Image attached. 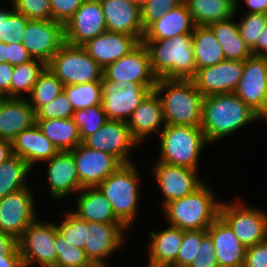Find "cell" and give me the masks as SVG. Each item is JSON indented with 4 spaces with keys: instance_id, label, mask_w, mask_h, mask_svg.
I'll return each instance as SVG.
<instances>
[{
    "instance_id": "obj_1",
    "label": "cell",
    "mask_w": 267,
    "mask_h": 267,
    "mask_svg": "<svg viewBox=\"0 0 267 267\" xmlns=\"http://www.w3.org/2000/svg\"><path fill=\"white\" fill-rule=\"evenodd\" d=\"M259 118L235 93L216 94L203 98L200 127L211 143Z\"/></svg>"
},
{
    "instance_id": "obj_2",
    "label": "cell",
    "mask_w": 267,
    "mask_h": 267,
    "mask_svg": "<svg viewBox=\"0 0 267 267\" xmlns=\"http://www.w3.org/2000/svg\"><path fill=\"white\" fill-rule=\"evenodd\" d=\"M141 42L148 48L151 69L157 79L192 80L195 77L192 34Z\"/></svg>"
},
{
    "instance_id": "obj_3",
    "label": "cell",
    "mask_w": 267,
    "mask_h": 267,
    "mask_svg": "<svg viewBox=\"0 0 267 267\" xmlns=\"http://www.w3.org/2000/svg\"><path fill=\"white\" fill-rule=\"evenodd\" d=\"M154 91L158 95L166 91L163 97H159L164 125L201 126L204 97L193 80L157 79Z\"/></svg>"
},
{
    "instance_id": "obj_4",
    "label": "cell",
    "mask_w": 267,
    "mask_h": 267,
    "mask_svg": "<svg viewBox=\"0 0 267 267\" xmlns=\"http://www.w3.org/2000/svg\"><path fill=\"white\" fill-rule=\"evenodd\" d=\"M204 183L205 180L193 193L164 206L171 226L181 230H207L219 217L221 203Z\"/></svg>"
},
{
    "instance_id": "obj_5",
    "label": "cell",
    "mask_w": 267,
    "mask_h": 267,
    "mask_svg": "<svg viewBox=\"0 0 267 267\" xmlns=\"http://www.w3.org/2000/svg\"><path fill=\"white\" fill-rule=\"evenodd\" d=\"M159 135L161 137L159 161L197 169L202 146L208 143L200 126L164 125Z\"/></svg>"
},
{
    "instance_id": "obj_6",
    "label": "cell",
    "mask_w": 267,
    "mask_h": 267,
    "mask_svg": "<svg viewBox=\"0 0 267 267\" xmlns=\"http://www.w3.org/2000/svg\"><path fill=\"white\" fill-rule=\"evenodd\" d=\"M137 175L132 162L122 164L97 186L127 228L134 221L139 200Z\"/></svg>"
},
{
    "instance_id": "obj_7",
    "label": "cell",
    "mask_w": 267,
    "mask_h": 267,
    "mask_svg": "<svg viewBox=\"0 0 267 267\" xmlns=\"http://www.w3.org/2000/svg\"><path fill=\"white\" fill-rule=\"evenodd\" d=\"M47 67L63 86L101 82L103 68L92 59L82 46L64 43L47 63Z\"/></svg>"
},
{
    "instance_id": "obj_8",
    "label": "cell",
    "mask_w": 267,
    "mask_h": 267,
    "mask_svg": "<svg viewBox=\"0 0 267 267\" xmlns=\"http://www.w3.org/2000/svg\"><path fill=\"white\" fill-rule=\"evenodd\" d=\"M101 85V105L108 120L125 122L130 119L135 109L155 87L142 86L140 83L129 81H111L104 76L102 77Z\"/></svg>"
},
{
    "instance_id": "obj_9",
    "label": "cell",
    "mask_w": 267,
    "mask_h": 267,
    "mask_svg": "<svg viewBox=\"0 0 267 267\" xmlns=\"http://www.w3.org/2000/svg\"><path fill=\"white\" fill-rule=\"evenodd\" d=\"M221 203L219 216L247 248L267 239V214L255 208Z\"/></svg>"
},
{
    "instance_id": "obj_10",
    "label": "cell",
    "mask_w": 267,
    "mask_h": 267,
    "mask_svg": "<svg viewBox=\"0 0 267 267\" xmlns=\"http://www.w3.org/2000/svg\"><path fill=\"white\" fill-rule=\"evenodd\" d=\"M58 233L54 223L43 224L34 220L18 239L19 251L24 267L38 261L44 267H54L57 253L55 235Z\"/></svg>"
},
{
    "instance_id": "obj_11",
    "label": "cell",
    "mask_w": 267,
    "mask_h": 267,
    "mask_svg": "<svg viewBox=\"0 0 267 267\" xmlns=\"http://www.w3.org/2000/svg\"><path fill=\"white\" fill-rule=\"evenodd\" d=\"M21 44L33 59H39L46 64L65 43L64 25L50 20H29L25 27Z\"/></svg>"
},
{
    "instance_id": "obj_12",
    "label": "cell",
    "mask_w": 267,
    "mask_h": 267,
    "mask_svg": "<svg viewBox=\"0 0 267 267\" xmlns=\"http://www.w3.org/2000/svg\"><path fill=\"white\" fill-rule=\"evenodd\" d=\"M234 93L267 119V79L265 76V56L252 55L243 61V72Z\"/></svg>"
},
{
    "instance_id": "obj_13",
    "label": "cell",
    "mask_w": 267,
    "mask_h": 267,
    "mask_svg": "<svg viewBox=\"0 0 267 267\" xmlns=\"http://www.w3.org/2000/svg\"><path fill=\"white\" fill-rule=\"evenodd\" d=\"M107 31L106 20L99 0H85L64 25L66 43L82 46Z\"/></svg>"
},
{
    "instance_id": "obj_14",
    "label": "cell",
    "mask_w": 267,
    "mask_h": 267,
    "mask_svg": "<svg viewBox=\"0 0 267 267\" xmlns=\"http://www.w3.org/2000/svg\"><path fill=\"white\" fill-rule=\"evenodd\" d=\"M103 76L111 81L136 82L142 86H155L157 82L151 69L148 48L142 42L127 55L107 65Z\"/></svg>"
},
{
    "instance_id": "obj_15",
    "label": "cell",
    "mask_w": 267,
    "mask_h": 267,
    "mask_svg": "<svg viewBox=\"0 0 267 267\" xmlns=\"http://www.w3.org/2000/svg\"><path fill=\"white\" fill-rule=\"evenodd\" d=\"M82 143L91 149L113 155L122 164H127L131 163L127 154L138 141L132 136L127 122L108 120Z\"/></svg>"
},
{
    "instance_id": "obj_16",
    "label": "cell",
    "mask_w": 267,
    "mask_h": 267,
    "mask_svg": "<svg viewBox=\"0 0 267 267\" xmlns=\"http://www.w3.org/2000/svg\"><path fill=\"white\" fill-rule=\"evenodd\" d=\"M29 187L0 199V231L19 239L34 218V200Z\"/></svg>"
},
{
    "instance_id": "obj_17",
    "label": "cell",
    "mask_w": 267,
    "mask_h": 267,
    "mask_svg": "<svg viewBox=\"0 0 267 267\" xmlns=\"http://www.w3.org/2000/svg\"><path fill=\"white\" fill-rule=\"evenodd\" d=\"M243 72V61L223 60L200 68L192 79L203 97L234 93Z\"/></svg>"
},
{
    "instance_id": "obj_18",
    "label": "cell",
    "mask_w": 267,
    "mask_h": 267,
    "mask_svg": "<svg viewBox=\"0 0 267 267\" xmlns=\"http://www.w3.org/2000/svg\"><path fill=\"white\" fill-rule=\"evenodd\" d=\"M71 152L82 187H97L122 165L113 155L91 149L83 143Z\"/></svg>"
},
{
    "instance_id": "obj_19",
    "label": "cell",
    "mask_w": 267,
    "mask_h": 267,
    "mask_svg": "<svg viewBox=\"0 0 267 267\" xmlns=\"http://www.w3.org/2000/svg\"><path fill=\"white\" fill-rule=\"evenodd\" d=\"M154 175L165 199L163 207L169 202L193 193L203 183L197 179V170L158 161Z\"/></svg>"
},
{
    "instance_id": "obj_20",
    "label": "cell",
    "mask_w": 267,
    "mask_h": 267,
    "mask_svg": "<svg viewBox=\"0 0 267 267\" xmlns=\"http://www.w3.org/2000/svg\"><path fill=\"white\" fill-rule=\"evenodd\" d=\"M124 224H108L86 221L84 250L95 267H105L104 258L112 254L123 242Z\"/></svg>"
},
{
    "instance_id": "obj_21",
    "label": "cell",
    "mask_w": 267,
    "mask_h": 267,
    "mask_svg": "<svg viewBox=\"0 0 267 267\" xmlns=\"http://www.w3.org/2000/svg\"><path fill=\"white\" fill-rule=\"evenodd\" d=\"M107 31L136 36L142 41L141 7L130 0H99Z\"/></svg>"
},
{
    "instance_id": "obj_22",
    "label": "cell",
    "mask_w": 267,
    "mask_h": 267,
    "mask_svg": "<svg viewBox=\"0 0 267 267\" xmlns=\"http://www.w3.org/2000/svg\"><path fill=\"white\" fill-rule=\"evenodd\" d=\"M141 41L132 35L106 31L82 45L103 69L135 49Z\"/></svg>"
},
{
    "instance_id": "obj_23",
    "label": "cell",
    "mask_w": 267,
    "mask_h": 267,
    "mask_svg": "<svg viewBox=\"0 0 267 267\" xmlns=\"http://www.w3.org/2000/svg\"><path fill=\"white\" fill-rule=\"evenodd\" d=\"M48 184L51 196L64 198L71 192H79L80 185L77 168L71 151H58L48 160Z\"/></svg>"
},
{
    "instance_id": "obj_24",
    "label": "cell",
    "mask_w": 267,
    "mask_h": 267,
    "mask_svg": "<svg viewBox=\"0 0 267 267\" xmlns=\"http://www.w3.org/2000/svg\"><path fill=\"white\" fill-rule=\"evenodd\" d=\"M213 239L219 267H243L246 247L219 216L207 229Z\"/></svg>"
},
{
    "instance_id": "obj_25",
    "label": "cell",
    "mask_w": 267,
    "mask_h": 267,
    "mask_svg": "<svg viewBox=\"0 0 267 267\" xmlns=\"http://www.w3.org/2000/svg\"><path fill=\"white\" fill-rule=\"evenodd\" d=\"M35 112L27 99L5 97L0 104V138L12 141L35 124Z\"/></svg>"
},
{
    "instance_id": "obj_26",
    "label": "cell",
    "mask_w": 267,
    "mask_h": 267,
    "mask_svg": "<svg viewBox=\"0 0 267 267\" xmlns=\"http://www.w3.org/2000/svg\"><path fill=\"white\" fill-rule=\"evenodd\" d=\"M11 142L13 154L24 159L31 168L35 162L48 161L58 152L36 123L19 133Z\"/></svg>"
},
{
    "instance_id": "obj_27",
    "label": "cell",
    "mask_w": 267,
    "mask_h": 267,
    "mask_svg": "<svg viewBox=\"0 0 267 267\" xmlns=\"http://www.w3.org/2000/svg\"><path fill=\"white\" fill-rule=\"evenodd\" d=\"M195 23L183 1L160 19L151 23L145 30L142 40L171 39L182 34H192Z\"/></svg>"
},
{
    "instance_id": "obj_28",
    "label": "cell",
    "mask_w": 267,
    "mask_h": 267,
    "mask_svg": "<svg viewBox=\"0 0 267 267\" xmlns=\"http://www.w3.org/2000/svg\"><path fill=\"white\" fill-rule=\"evenodd\" d=\"M77 198L78 218L87 222H101L108 224H123L113 212L110 202L98 187H83Z\"/></svg>"
},
{
    "instance_id": "obj_29",
    "label": "cell",
    "mask_w": 267,
    "mask_h": 267,
    "mask_svg": "<svg viewBox=\"0 0 267 267\" xmlns=\"http://www.w3.org/2000/svg\"><path fill=\"white\" fill-rule=\"evenodd\" d=\"M161 122L165 124L162 103L159 95L153 90L132 113L127 125L132 136L140 142L151 132L160 134Z\"/></svg>"
},
{
    "instance_id": "obj_30",
    "label": "cell",
    "mask_w": 267,
    "mask_h": 267,
    "mask_svg": "<svg viewBox=\"0 0 267 267\" xmlns=\"http://www.w3.org/2000/svg\"><path fill=\"white\" fill-rule=\"evenodd\" d=\"M184 230L169 226L158 232H150L148 267H170L176 260L183 241Z\"/></svg>"
},
{
    "instance_id": "obj_31",
    "label": "cell",
    "mask_w": 267,
    "mask_h": 267,
    "mask_svg": "<svg viewBox=\"0 0 267 267\" xmlns=\"http://www.w3.org/2000/svg\"><path fill=\"white\" fill-rule=\"evenodd\" d=\"M232 18L211 23L209 27L222 47L226 60L245 61L253 54L241 38L238 24L234 23Z\"/></svg>"
},
{
    "instance_id": "obj_32",
    "label": "cell",
    "mask_w": 267,
    "mask_h": 267,
    "mask_svg": "<svg viewBox=\"0 0 267 267\" xmlns=\"http://www.w3.org/2000/svg\"><path fill=\"white\" fill-rule=\"evenodd\" d=\"M196 26H209L211 23L234 17L237 0H184Z\"/></svg>"
},
{
    "instance_id": "obj_33",
    "label": "cell",
    "mask_w": 267,
    "mask_h": 267,
    "mask_svg": "<svg viewBox=\"0 0 267 267\" xmlns=\"http://www.w3.org/2000/svg\"><path fill=\"white\" fill-rule=\"evenodd\" d=\"M35 122L58 151H71L82 143L79 130L72 118L35 120Z\"/></svg>"
},
{
    "instance_id": "obj_34",
    "label": "cell",
    "mask_w": 267,
    "mask_h": 267,
    "mask_svg": "<svg viewBox=\"0 0 267 267\" xmlns=\"http://www.w3.org/2000/svg\"><path fill=\"white\" fill-rule=\"evenodd\" d=\"M192 39L197 70L225 60L223 49L209 26H195Z\"/></svg>"
},
{
    "instance_id": "obj_35",
    "label": "cell",
    "mask_w": 267,
    "mask_h": 267,
    "mask_svg": "<svg viewBox=\"0 0 267 267\" xmlns=\"http://www.w3.org/2000/svg\"><path fill=\"white\" fill-rule=\"evenodd\" d=\"M31 167L13 154L0 165V199L12 192L25 188L24 181Z\"/></svg>"
},
{
    "instance_id": "obj_36",
    "label": "cell",
    "mask_w": 267,
    "mask_h": 267,
    "mask_svg": "<svg viewBox=\"0 0 267 267\" xmlns=\"http://www.w3.org/2000/svg\"><path fill=\"white\" fill-rule=\"evenodd\" d=\"M46 67L47 64L39 59L13 66L11 97L20 98L22 92L30 94L35 82Z\"/></svg>"
},
{
    "instance_id": "obj_37",
    "label": "cell",
    "mask_w": 267,
    "mask_h": 267,
    "mask_svg": "<svg viewBox=\"0 0 267 267\" xmlns=\"http://www.w3.org/2000/svg\"><path fill=\"white\" fill-rule=\"evenodd\" d=\"M62 90V82L46 67L32 88L30 93L32 101L28 102L36 113L42 106L56 98Z\"/></svg>"
},
{
    "instance_id": "obj_38",
    "label": "cell",
    "mask_w": 267,
    "mask_h": 267,
    "mask_svg": "<svg viewBox=\"0 0 267 267\" xmlns=\"http://www.w3.org/2000/svg\"><path fill=\"white\" fill-rule=\"evenodd\" d=\"M63 91L69 98L74 110L84 109L101 104V82H90L78 85L63 86Z\"/></svg>"
},
{
    "instance_id": "obj_39",
    "label": "cell",
    "mask_w": 267,
    "mask_h": 267,
    "mask_svg": "<svg viewBox=\"0 0 267 267\" xmlns=\"http://www.w3.org/2000/svg\"><path fill=\"white\" fill-rule=\"evenodd\" d=\"M55 249V267H95L84 249L70 245L59 232L55 235Z\"/></svg>"
},
{
    "instance_id": "obj_40",
    "label": "cell",
    "mask_w": 267,
    "mask_h": 267,
    "mask_svg": "<svg viewBox=\"0 0 267 267\" xmlns=\"http://www.w3.org/2000/svg\"><path fill=\"white\" fill-rule=\"evenodd\" d=\"M72 119L77 125L82 141L108 121L101 104L76 110Z\"/></svg>"
},
{
    "instance_id": "obj_41",
    "label": "cell",
    "mask_w": 267,
    "mask_h": 267,
    "mask_svg": "<svg viewBox=\"0 0 267 267\" xmlns=\"http://www.w3.org/2000/svg\"><path fill=\"white\" fill-rule=\"evenodd\" d=\"M29 20L21 13L2 10L0 7V41L9 44L21 43Z\"/></svg>"
},
{
    "instance_id": "obj_42",
    "label": "cell",
    "mask_w": 267,
    "mask_h": 267,
    "mask_svg": "<svg viewBox=\"0 0 267 267\" xmlns=\"http://www.w3.org/2000/svg\"><path fill=\"white\" fill-rule=\"evenodd\" d=\"M237 24L241 38L255 55V44L267 24V14L246 13Z\"/></svg>"
},
{
    "instance_id": "obj_43",
    "label": "cell",
    "mask_w": 267,
    "mask_h": 267,
    "mask_svg": "<svg viewBox=\"0 0 267 267\" xmlns=\"http://www.w3.org/2000/svg\"><path fill=\"white\" fill-rule=\"evenodd\" d=\"M58 232L70 245L84 249L86 242V221L78 218L72 212L67 213L61 225H57Z\"/></svg>"
},
{
    "instance_id": "obj_44",
    "label": "cell",
    "mask_w": 267,
    "mask_h": 267,
    "mask_svg": "<svg viewBox=\"0 0 267 267\" xmlns=\"http://www.w3.org/2000/svg\"><path fill=\"white\" fill-rule=\"evenodd\" d=\"M74 112L69 98L62 90L56 98L35 113V120L68 119L72 118Z\"/></svg>"
},
{
    "instance_id": "obj_45",
    "label": "cell",
    "mask_w": 267,
    "mask_h": 267,
    "mask_svg": "<svg viewBox=\"0 0 267 267\" xmlns=\"http://www.w3.org/2000/svg\"><path fill=\"white\" fill-rule=\"evenodd\" d=\"M201 240L202 230H184L177 260L170 267H189L199 252Z\"/></svg>"
},
{
    "instance_id": "obj_46",
    "label": "cell",
    "mask_w": 267,
    "mask_h": 267,
    "mask_svg": "<svg viewBox=\"0 0 267 267\" xmlns=\"http://www.w3.org/2000/svg\"><path fill=\"white\" fill-rule=\"evenodd\" d=\"M13 9L28 20H50V0H13Z\"/></svg>"
},
{
    "instance_id": "obj_47",
    "label": "cell",
    "mask_w": 267,
    "mask_h": 267,
    "mask_svg": "<svg viewBox=\"0 0 267 267\" xmlns=\"http://www.w3.org/2000/svg\"><path fill=\"white\" fill-rule=\"evenodd\" d=\"M184 0H148L141 7V19L145 30L151 23L160 19L171 9L180 5Z\"/></svg>"
},
{
    "instance_id": "obj_48",
    "label": "cell",
    "mask_w": 267,
    "mask_h": 267,
    "mask_svg": "<svg viewBox=\"0 0 267 267\" xmlns=\"http://www.w3.org/2000/svg\"><path fill=\"white\" fill-rule=\"evenodd\" d=\"M189 267H219L213 239L207 230H202V240L199 246V252Z\"/></svg>"
},
{
    "instance_id": "obj_49",
    "label": "cell",
    "mask_w": 267,
    "mask_h": 267,
    "mask_svg": "<svg viewBox=\"0 0 267 267\" xmlns=\"http://www.w3.org/2000/svg\"><path fill=\"white\" fill-rule=\"evenodd\" d=\"M85 0H50L51 19L65 25Z\"/></svg>"
},
{
    "instance_id": "obj_50",
    "label": "cell",
    "mask_w": 267,
    "mask_h": 267,
    "mask_svg": "<svg viewBox=\"0 0 267 267\" xmlns=\"http://www.w3.org/2000/svg\"><path fill=\"white\" fill-rule=\"evenodd\" d=\"M243 267H267V239L246 248Z\"/></svg>"
},
{
    "instance_id": "obj_51",
    "label": "cell",
    "mask_w": 267,
    "mask_h": 267,
    "mask_svg": "<svg viewBox=\"0 0 267 267\" xmlns=\"http://www.w3.org/2000/svg\"><path fill=\"white\" fill-rule=\"evenodd\" d=\"M7 62L12 65H21L33 60L32 56L21 43L7 44Z\"/></svg>"
},
{
    "instance_id": "obj_52",
    "label": "cell",
    "mask_w": 267,
    "mask_h": 267,
    "mask_svg": "<svg viewBox=\"0 0 267 267\" xmlns=\"http://www.w3.org/2000/svg\"><path fill=\"white\" fill-rule=\"evenodd\" d=\"M13 75V66L8 62H0V94L5 97H11V81ZM5 94L7 96H5Z\"/></svg>"
},
{
    "instance_id": "obj_53",
    "label": "cell",
    "mask_w": 267,
    "mask_h": 267,
    "mask_svg": "<svg viewBox=\"0 0 267 267\" xmlns=\"http://www.w3.org/2000/svg\"><path fill=\"white\" fill-rule=\"evenodd\" d=\"M0 253L7 255H20L18 239L0 231Z\"/></svg>"
},
{
    "instance_id": "obj_54",
    "label": "cell",
    "mask_w": 267,
    "mask_h": 267,
    "mask_svg": "<svg viewBox=\"0 0 267 267\" xmlns=\"http://www.w3.org/2000/svg\"><path fill=\"white\" fill-rule=\"evenodd\" d=\"M0 267H24L21 255L0 253Z\"/></svg>"
},
{
    "instance_id": "obj_55",
    "label": "cell",
    "mask_w": 267,
    "mask_h": 267,
    "mask_svg": "<svg viewBox=\"0 0 267 267\" xmlns=\"http://www.w3.org/2000/svg\"><path fill=\"white\" fill-rule=\"evenodd\" d=\"M249 6L248 13L267 14V0H244Z\"/></svg>"
},
{
    "instance_id": "obj_56",
    "label": "cell",
    "mask_w": 267,
    "mask_h": 267,
    "mask_svg": "<svg viewBox=\"0 0 267 267\" xmlns=\"http://www.w3.org/2000/svg\"><path fill=\"white\" fill-rule=\"evenodd\" d=\"M267 55V24L255 44V56Z\"/></svg>"
},
{
    "instance_id": "obj_57",
    "label": "cell",
    "mask_w": 267,
    "mask_h": 267,
    "mask_svg": "<svg viewBox=\"0 0 267 267\" xmlns=\"http://www.w3.org/2000/svg\"><path fill=\"white\" fill-rule=\"evenodd\" d=\"M12 155V142L0 138V165Z\"/></svg>"
},
{
    "instance_id": "obj_58",
    "label": "cell",
    "mask_w": 267,
    "mask_h": 267,
    "mask_svg": "<svg viewBox=\"0 0 267 267\" xmlns=\"http://www.w3.org/2000/svg\"><path fill=\"white\" fill-rule=\"evenodd\" d=\"M7 44L0 41V62H7Z\"/></svg>"
},
{
    "instance_id": "obj_59",
    "label": "cell",
    "mask_w": 267,
    "mask_h": 267,
    "mask_svg": "<svg viewBox=\"0 0 267 267\" xmlns=\"http://www.w3.org/2000/svg\"><path fill=\"white\" fill-rule=\"evenodd\" d=\"M130 1L142 7L145 3H147L148 0H130Z\"/></svg>"
},
{
    "instance_id": "obj_60",
    "label": "cell",
    "mask_w": 267,
    "mask_h": 267,
    "mask_svg": "<svg viewBox=\"0 0 267 267\" xmlns=\"http://www.w3.org/2000/svg\"><path fill=\"white\" fill-rule=\"evenodd\" d=\"M265 76L267 79V55H265Z\"/></svg>"
},
{
    "instance_id": "obj_61",
    "label": "cell",
    "mask_w": 267,
    "mask_h": 267,
    "mask_svg": "<svg viewBox=\"0 0 267 267\" xmlns=\"http://www.w3.org/2000/svg\"><path fill=\"white\" fill-rule=\"evenodd\" d=\"M3 99H4V97L0 94V104H1Z\"/></svg>"
}]
</instances>
